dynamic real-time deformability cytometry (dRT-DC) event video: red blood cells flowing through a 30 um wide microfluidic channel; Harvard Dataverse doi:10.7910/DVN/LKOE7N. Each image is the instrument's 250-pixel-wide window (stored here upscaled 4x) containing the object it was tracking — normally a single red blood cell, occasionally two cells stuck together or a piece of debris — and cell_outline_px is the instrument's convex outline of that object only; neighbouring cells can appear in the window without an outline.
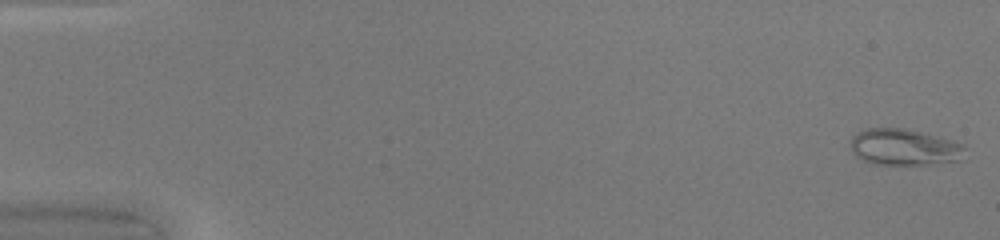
{"species": "common noctule bat (a hibernating species)", "species_latin": "Nyctalus noctula", "temperature_condition": "warm", "stored_images_in_passage": 49, "camera_frame_rate_fps": 3000, "um_per_image_px": 0.085, "animal": {"sex": "female", "body_mass_g": 20.0, "forearm_length_mm": 54.0}, "frame": {"image": 1, "passage_image": 1, "time_ms": 0.0, "image_size_px": [1000, 240], "cell_outline_px": [[964, 160], [928, 164], [872, 164], [856, 156], [852, 152], [852, 136], [856, 132], [868, 128], [904, 128], [940, 136], [964, 144]], "centroid_in_image_um": [76.89, 12.5], "position_along_channel_um": 8.1, "area_um2": 24.39}}
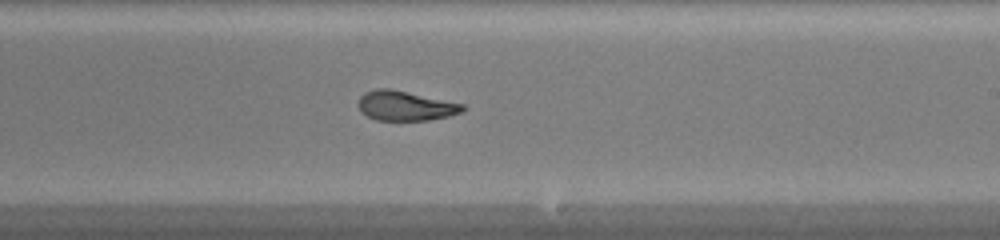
{"frame": {"image": 2, "passage_image": 30, "time_ms": 9.667, "image_size_px": [1000, 240], "cell_outline_px": [[468, 108], [464, 112], [448, 116], [428, 120], [376, 120], [368, 116], [360, 108], [360, 96], [364, 92], [376, 88], [392, 88], [464, 104]], "centroid_in_image_um": [34.52, 8.98], "position_along_channel_um": 254.5, "area_um2": 18.09}}
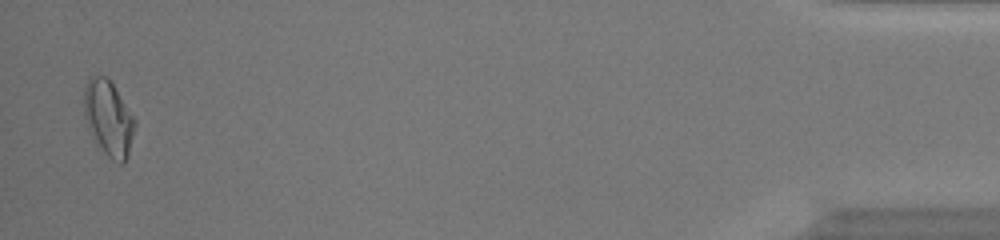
{"frame": {"image": 3, "passage_image": 48, "time_ms": 15.667, "image_size_px": [1000, 240], "cell_outline_px": [[136, 124], [128, 156], [124, 164], [120, 164], [112, 160], [104, 152], [88, 128], [84, 116], [84, 88], [88, 80], [92, 76], [104, 76], [112, 84], [136, 120]], "centroid_in_image_um": [9.23, 10.08], "position_along_channel_um": 426.0, "area_um2": 21.96}, "authors_computed_cell_mechanics": {"area_um2": 20.1722, "velocity_mm_per_s": 4.2545, "shape_relaxation_time_tau1_ms": null, "shape_relaxation_time_tau2_ms": 1.6635, "deformation_change_tau1": null, "deformation_change_tau2": 0.0841}}